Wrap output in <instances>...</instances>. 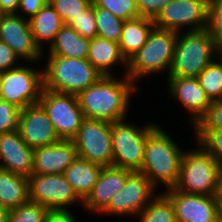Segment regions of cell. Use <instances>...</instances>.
Instances as JSON below:
<instances>
[{
  "label": "cell",
  "mask_w": 222,
  "mask_h": 222,
  "mask_svg": "<svg viewBox=\"0 0 222 222\" xmlns=\"http://www.w3.org/2000/svg\"><path fill=\"white\" fill-rule=\"evenodd\" d=\"M125 77V78H124ZM121 80L102 76L78 95L80 108L86 119L115 122L128 114L131 92L136 91L134 82L125 75Z\"/></svg>",
  "instance_id": "obj_1"
},
{
  "label": "cell",
  "mask_w": 222,
  "mask_h": 222,
  "mask_svg": "<svg viewBox=\"0 0 222 222\" xmlns=\"http://www.w3.org/2000/svg\"><path fill=\"white\" fill-rule=\"evenodd\" d=\"M182 151L170 135L158 125L148 134L144 146V160L141 172L158 187L164 184L173 188L179 179Z\"/></svg>",
  "instance_id": "obj_2"
},
{
  "label": "cell",
  "mask_w": 222,
  "mask_h": 222,
  "mask_svg": "<svg viewBox=\"0 0 222 222\" xmlns=\"http://www.w3.org/2000/svg\"><path fill=\"white\" fill-rule=\"evenodd\" d=\"M183 153L180 175L174 188L186 194L217 196L222 165L201 145Z\"/></svg>",
  "instance_id": "obj_3"
},
{
  "label": "cell",
  "mask_w": 222,
  "mask_h": 222,
  "mask_svg": "<svg viewBox=\"0 0 222 222\" xmlns=\"http://www.w3.org/2000/svg\"><path fill=\"white\" fill-rule=\"evenodd\" d=\"M102 76L87 59L52 54H49L43 70L45 89L74 95L96 83Z\"/></svg>",
  "instance_id": "obj_4"
},
{
  "label": "cell",
  "mask_w": 222,
  "mask_h": 222,
  "mask_svg": "<svg viewBox=\"0 0 222 222\" xmlns=\"http://www.w3.org/2000/svg\"><path fill=\"white\" fill-rule=\"evenodd\" d=\"M177 35L168 76L197 77L217 55L216 45L206 29Z\"/></svg>",
  "instance_id": "obj_5"
},
{
  "label": "cell",
  "mask_w": 222,
  "mask_h": 222,
  "mask_svg": "<svg viewBox=\"0 0 222 222\" xmlns=\"http://www.w3.org/2000/svg\"><path fill=\"white\" fill-rule=\"evenodd\" d=\"M177 35L178 32L154 27L145 45L127 62L125 74L135 83L146 75L169 70Z\"/></svg>",
  "instance_id": "obj_6"
},
{
  "label": "cell",
  "mask_w": 222,
  "mask_h": 222,
  "mask_svg": "<svg viewBox=\"0 0 222 222\" xmlns=\"http://www.w3.org/2000/svg\"><path fill=\"white\" fill-rule=\"evenodd\" d=\"M124 121L111 122L112 166L139 172L144 160L146 138L157 125L148 124L139 129Z\"/></svg>",
  "instance_id": "obj_7"
},
{
  "label": "cell",
  "mask_w": 222,
  "mask_h": 222,
  "mask_svg": "<svg viewBox=\"0 0 222 222\" xmlns=\"http://www.w3.org/2000/svg\"><path fill=\"white\" fill-rule=\"evenodd\" d=\"M43 88V70L20 65L1 72L0 99L19 109L38 104Z\"/></svg>",
  "instance_id": "obj_8"
},
{
  "label": "cell",
  "mask_w": 222,
  "mask_h": 222,
  "mask_svg": "<svg viewBox=\"0 0 222 222\" xmlns=\"http://www.w3.org/2000/svg\"><path fill=\"white\" fill-rule=\"evenodd\" d=\"M72 141L78 157L103 167L112 166L111 122L85 118Z\"/></svg>",
  "instance_id": "obj_9"
},
{
  "label": "cell",
  "mask_w": 222,
  "mask_h": 222,
  "mask_svg": "<svg viewBox=\"0 0 222 222\" xmlns=\"http://www.w3.org/2000/svg\"><path fill=\"white\" fill-rule=\"evenodd\" d=\"M39 104L46 111L60 139H72L85 119L77 95L43 88Z\"/></svg>",
  "instance_id": "obj_10"
},
{
  "label": "cell",
  "mask_w": 222,
  "mask_h": 222,
  "mask_svg": "<svg viewBox=\"0 0 222 222\" xmlns=\"http://www.w3.org/2000/svg\"><path fill=\"white\" fill-rule=\"evenodd\" d=\"M28 180L29 201L48 210H66L68 205L83 202L66 181L64 174H31Z\"/></svg>",
  "instance_id": "obj_11"
},
{
  "label": "cell",
  "mask_w": 222,
  "mask_h": 222,
  "mask_svg": "<svg viewBox=\"0 0 222 222\" xmlns=\"http://www.w3.org/2000/svg\"><path fill=\"white\" fill-rule=\"evenodd\" d=\"M209 0H172L164 6L153 20L159 29L181 32V27L191 25L188 31L207 27Z\"/></svg>",
  "instance_id": "obj_12"
},
{
  "label": "cell",
  "mask_w": 222,
  "mask_h": 222,
  "mask_svg": "<svg viewBox=\"0 0 222 222\" xmlns=\"http://www.w3.org/2000/svg\"><path fill=\"white\" fill-rule=\"evenodd\" d=\"M155 188L141 172L133 171L127 177L122 190L113 196L101 213L122 215V217L135 215L137 217L155 197Z\"/></svg>",
  "instance_id": "obj_13"
},
{
  "label": "cell",
  "mask_w": 222,
  "mask_h": 222,
  "mask_svg": "<svg viewBox=\"0 0 222 222\" xmlns=\"http://www.w3.org/2000/svg\"><path fill=\"white\" fill-rule=\"evenodd\" d=\"M0 41L5 42L20 60L34 62L43 56L41 55L43 52L34 43L29 19L19 15L18 12L2 14Z\"/></svg>",
  "instance_id": "obj_14"
},
{
  "label": "cell",
  "mask_w": 222,
  "mask_h": 222,
  "mask_svg": "<svg viewBox=\"0 0 222 222\" xmlns=\"http://www.w3.org/2000/svg\"><path fill=\"white\" fill-rule=\"evenodd\" d=\"M164 194L174 206L176 222H219L217 196L186 194L174 187Z\"/></svg>",
  "instance_id": "obj_15"
},
{
  "label": "cell",
  "mask_w": 222,
  "mask_h": 222,
  "mask_svg": "<svg viewBox=\"0 0 222 222\" xmlns=\"http://www.w3.org/2000/svg\"><path fill=\"white\" fill-rule=\"evenodd\" d=\"M19 134L32 149L60 140L46 111L38 103L21 109Z\"/></svg>",
  "instance_id": "obj_16"
},
{
  "label": "cell",
  "mask_w": 222,
  "mask_h": 222,
  "mask_svg": "<svg viewBox=\"0 0 222 222\" xmlns=\"http://www.w3.org/2000/svg\"><path fill=\"white\" fill-rule=\"evenodd\" d=\"M78 157L72 139L33 149L32 174H63Z\"/></svg>",
  "instance_id": "obj_17"
},
{
  "label": "cell",
  "mask_w": 222,
  "mask_h": 222,
  "mask_svg": "<svg viewBox=\"0 0 222 222\" xmlns=\"http://www.w3.org/2000/svg\"><path fill=\"white\" fill-rule=\"evenodd\" d=\"M168 86L171 96L178 99L191 114L194 126L212 103L200 86L198 79L196 77L168 76Z\"/></svg>",
  "instance_id": "obj_18"
},
{
  "label": "cell",
  "mask_w": 222,
  "mask_h": 222,
  "mask_svg": "<svg viewBox=\"0 0 222 222\" xmlns=\"http://www.w3.org/2000/svg\"><path fill=\"white\" fill-rule=\"evenodd\" d=\"M0 168L29 177L33 172V149L21 138L19 132L0 134Z\"/></svg>",
  "instance_id": "obj_19"
},
{
  "label": "cell",
  "mask_w": 222,
  "mask_h": 222,
  "mask_svg": "<svg viewBox=\"0 0 222 222\" xmlns=\"http://www.w3.org/2000/svg\"><path fill=\"white\" fill-rule=\"evenodd\" d=\"M132 172L114 166L103 167L98 181L82 205L86 207L87 211L101 213L108 206L113 196L122 190L127 177Z\"/></svg>",
  "instance_id": "obj_20"
},
{
  "label": "cell",
  "mask_w": 222,
  "mask_h": 222,
  "mask_svg": "<svg viewBox=\"0 0 222 222\" xmlns=\"http://www.w3.org/2000/svg\"><path fill=\"white\" fill-rule=\"evenodd\" d=\"M102 169L101 165L77 157L63 174L77 196L84 201L98 181Z\"/></svg>",
  "instance_id": "obj_21"
},
{
  "label": "cell",
  "mask_w": 222,
  "mask_h": 222,
  "mask_svg": "<svg viewBox=\"0 0 222 222\" xmlns=\"http://www.w3.org/2000/svg\"><path fill=\"white\" fill-rule=\"evenodd\" d=\"M154 27L153 19L143 16L124 22L119 46L127 62L145 45Z\"/></svg>",
  "instance_id": "obj_22"
},
{
  "label": "cell",
  "mask_w": 222,
  "mask_h": 222,
  "mask_svg": "<svg viewBox=\"0 0 222 222\" xmlns=\"http://www.w3.org/2000/svg\"><path fill=\"white\" fill-rule=\"evenodd\" d=\"M87 60L103 76H112L110 70L118 62L126 64L127 70V61L121 53L119 43L98 36L90 39Z\"/></svg>",
  "instance_id": "obj_23"
},
{
  "label": "cell",
  "mask_w": 222,
  "mask_h": 222,
  "mask_svg": "<svg viewBox=\"0 0 222 222\" xmlns=\"http://www.w3.org/2000/svg\"><path fill=\"white\" fill-rule=\"evenodd\" d=\"M31 32L35 45L43 49V42H49V47L54 42L57 33L64 23L49 1L32 17L29 18Z\"/></svg>",
  "instance_id": "obj_24"
},
{
  "label": "cell",
  "mask_w": 222,
  "mask_h": 222,
  "mask_svg": "<svg viewBox=\"0 0 222 222\" xmlns=\"http://www.w3.org/2000/svg\"><path fill=\"white\" fill-rule=\"evenodd\" d=\"M28 201V178L0 168V205L11 210Z\"/></svg>",
  "instance_id": "obj_25"
},
{
  "label": "cell",
  "mask_w": 222,
  "mask_h": 222,
  "mask_svg": "<svg viewBox=\"0 0 222 222\" xmlns=\"http://www.w3.org/2000/svg\"><path fill=\"white\" fill-rule=\"evenodd\" d=\"M90 39L82 37L72 27L64 24L49 47V54L87 59Z\"/></svg>",
  "instance_id": "obj_26"
},
{
  "label": "cell",
  "mask_w": 222,
  "mask_h": 222,
  "mask_svg": "<svg viewBox=\"0 0 222 222\" xmlns=\"http://www.w3.org/2000/svg\"><path fill=\"white\" fill-rule=\"evenodd\" d=\"M140 222H176L172 202L165 194H157L139 214Z\"/></svg>",
  "instance_id": "obj_27"
},
{
  "label": "cell",
  "mask_w": 222,
  "mask_h": 222,
  "mask_svg": "<svg viewBox=\"0 0 222 222\" xmlns=\"http://www.w3.org/2000/svg\"><path fill=\"white\" fill-rule=\"evenodd\" d=\"M97 36L119 43L124 20L113 15L109 10L94 6Z\"/></svg>",
  "instance_id": "obj_28"
},
{
  "label": "cell",
  "mask_w": 222,
  "mask_h": 222,
  "mask_svg": "<svg viewBox=\"0 0 222 222\" xmlns=\"http://www.w3.org/2000/svg\"><path fill=\"white\" fill-rule=\"evenodd\" d=\"M211 101L222 100V64L215 59L196 77Z\"/></svg>",
  "instance_id": "obj_29"
},
{
  "label": "cell",
  "mask_w": 222,
  "mask_h": 222,
  "mask_svg": "<svg viewBox=\"0 0 222 222\" xmlns=\"http://www.w3.org/2000/svg\"><path fill=\"white\" fill-rule=\"evenodd\" d=\"M93 6L109 10L124 21L140 17L135 0H91Z\"/></svg>",
  "instance_id": "obj_30"
},
{
  "label": "cell",
  "mask_w": 222,
  "mask_h": 222,
  "mask_svg": "<svg viewBox=\"0 0 222 222\" xmlns=\"http://www.w3.org/2000/svg\"><path fill=\"white\" fill-rule=\"evenodd\" d=\"M47 211L46 207L28 201L10 210L8 222H44Z\"/></svg>",
  "instance_id": "obj_31"
},
{
  "label": "cell",
  "mask_w": 222,
  "mask_h": 222,
  "mask_svg": "<svg viewBox=\"0 0 222 222\" xmlns=\"http://www.w3.org/2000/svg\"><path fill=\"white\" fill-rule=\"evenodd\" d=\"M207 32L216 47L222 45V0H209L207 15Z\"/></svg>",
  "instance_id": "obj_32"
},
{
  "label": "cell",
  "mask_w": 222,
  "mask_h": 222,
  "mask_svg": "<svg viewBox=\"0 0 222 222\" xmlns=\"http://www.w3.org/2000/svg\"><path fill=\"white\" fill-rule=\"evenodd\" d=\"M84 38L92 39L97 36L94 6L91 3L81 14L73 18L68 24Z\"/></svg>",
  "instance_id": "obj_33"
},
{
  "label": "cell",
  "mask_w": 222,
  "mask_h": 222,
  "mask_svg": "<svg viewBox=\"0 0 222 222\" xmlns=\"http://www.w3.org/2000/svg\"><path fill=\"white\" fill-rule=\"evenodd\" d=\"M196 139L222 165V130H194Z\"/></svg>",
  "instance_id": "obj_34"
},
{
  "label": "cell",
  "mask_w": 222,
  "mask_h": 222,
  "mask_svg": "<svg viewBox=\"0 0 222 222\" xmlns=\"http://www.w3.org/2000/svg\"><path fill=\"white\" fill-rule=\"evenodd\" d=\"M61 17L64 24L68 25L73 18L81 14L92 2L91 0H48Z\"/></svg>",
  "instance_id": "obj_35"
},
{
  "label": "cell",
  "mask_w": 222,
  "mask_h": 222,
  "mask_svg": "<svg viewBox=\"0 0 222 222\" xmlns=\"http://www.w3.org/2000/svg\"><path fill=\"white\" fill-rule=\"evenodd\" d=\"M21 109L12 103L0 99V134L18 132L20 126Z\"/></svg>",
  "instance_id": "obj_36"
},
{
  "label": "cell",
  "mask_w": 222,
  "mask_h": 222,
  "mask_svg": "<svg viewBox=\"0 0 222 222\" xmlns=\"http://www.w3.org/2000/svg\"><path fill=\"white\" fill-rule=\"evenodd\" d=\"M193 128L194 130H222V100L212 101L207 112Z\"/></svg>",
  "instance_id": "obj_37"
},
{
  "label": "cell",
  "mask_w": 222,
  "mask_h": 222,
  "mask_svg": "<svg viewBox=\"0 0 222 222\" xmlns=\"http://www.w3.org/2000/svg\"><path fill=\"white\" fill-rule=\"evenodd\" d=\"M140 16L155 19L160 11L172 0H135Z\"/></svg>",
  "instance_id": "obj_38"
},
{
  "label": "cell",
  "mask_w": 222,
  "mask_h": 222,
  "mask_svg": "<svg viewBox=\"0 0 222 222\" xmlns=\"http://www.w3.org/2000/svg\"><path fill=\"white\" fill-rule=\"evenodd\" d=\"M18 60L19 57L14 51L5 42L0 41V73L17 67L15 63Z\"/></svg>",
  "instance_id": "obj_39"
},
{
  "label": "cell",
  "mask_w": 222,
  "mask_h": 222,
  "mask_svg": "<svg viewBox=\"0 0 222 222\" xmlns=\"http://www.w3.org/2000/svg\"><path fill=\"white\" fill-rule=\"evenodd\" d=\"M44 222H77L71 211L66 210H48Z\"/></svg>",
  "instance_id": "obj_40"
},
{
  "label": "cell",
  "mask_w": 222,
  "mask_h": 222,
  "mask_svg": "<svg viewBox=\"0 0 222 222\" xmlns=\"http://www.w3.org/2000/svg\"><path fill=\"white\" fill-rule=\"evenodd\" d=\"M48 0H19L18 10L21 9L25 14L32 18Z\"/></svg>",
  "instance_id": "obj_41"
},
{
  "label": "cell",
  "mask_w": 222,
  "mask_h": 222,
  "mask_svg": "<svg viewBox=\"0 0 222 222\" xmlns=\"http://www.w3.org/2000/svg\"><path fill=\"white\" fill-rule=\"evenodd\" d=\"M19 0H0V12L2 14L16 13Z\"/></svg>",
  "instance_id": "obj_42"
},
{
  "label": "cell",
  "mask_w": 222,
  "mask_h": 222,
  "mask_svg": "<svg viewBox=\"0 0 222 222\" xmlns=\"http://www.w3.org/2000/svg\"><path fill=\"white\" fill-rule=\"evenodd\" d=\"M10 210L0 205V222H8Z\"/></svg>",
  "instance_id": "obj_43"
},
{
  "label": "cell",
  "mask_w": 222,
  "mask_h": 222,
  "mask_svg": "<svg viewBox=\"0 0 222 222\" xmlns=\"http://www.w3.org/2000/svg\"><path fill=\"white\" fill-rule=\"evenodd\" d=\"M218 205V221L222 222V200H217Z\"/></svg>",
  "instance_id": "obj_44"
},
{
  "label": "cell",
  "mask_w": 222,
  "mask_h": 222,
  "mask_svg": "<svg viewBox=\"0 0 222 222\" xmlns=\"http://www.w3.org/2000/svg\"><path fill=\"white\" fill-rule=\"evenodd\" d=\"M217 200H222V172L220 175L219 191L217 195Z\"/></svg>",
  "instance_id": "obj_45"
},
{
  "label": "cell",
  "mask_w": 222,
  "mask_h": 222,
  "mask_svg": "<svg viewBox=\"0 0 222 222\" xmlns=\"http://www.w3.org/2000/svg\"><path fill=\"white\" fill-rule=\"evenodd\" d=\"M216 53H218V54H216V55H220V56H218V58H220L219 61H221L220 63L222 64V45L216 47Z\"/></svg>",
  "instance_id": "obj_46"
}]
</instances>
